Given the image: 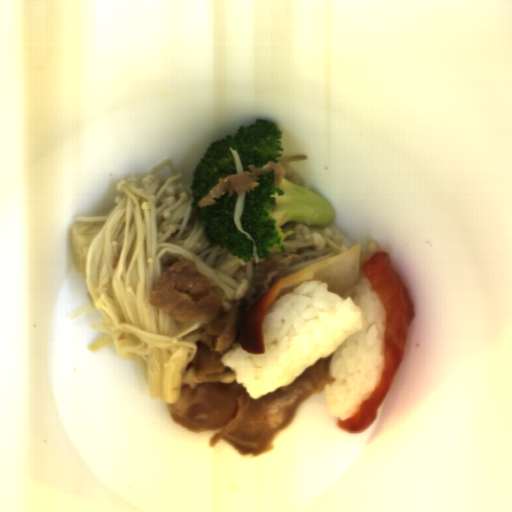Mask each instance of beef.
Instances as JSON below:
<instances>
[{"label":"beef","mask_w":512,"mask_h":512,"mask_svg":"<svg viewBox=\"0 0 512 512\" xmlns=\"http://www.w3.org/2000/svg\"><path fill=\"white\" fill-rule=\"evenodd\" d=\"M298 257L273 258L260 294L207 324L195 343L196 352L185 368L179 397L168 403L167 412L186 430H220L210 438L211 448L223 440L245 457L267 454L272 451L276 434L290 426L301 404L326 392L337 379L329 367L331 358L319 359L292 383L254 400L238 383L237 374L222 362L224 353L239 344L240 327L248 311L275 282L285 278Z\"/></svg>","instance_id":"1"},{"label":"beef","mask_w":512,"mask_h":512,"mask_svg":"<svg viewBox=\"0 0 512 512\" xmlns=\"http://www.w3.org/2000/svg\"><path fill=\"white\" fill-rule=\"evenodd\" d=\"M150 303L176 322H208L219 313L222 302L210 276L197 264L182 259L170 265L158 278L149 295Z\"/></svg>","instance_id":"2"},{"label":"beef","mask_w":512,"mask_h":512,"mask_svg":"<svg viewBox=\"0 0 512 512\" xmlns=\"http://www.w3.org/2000/svg\"><path fill=\"white\" fill-rule=\"evenodd\" d=\"M272 170L274 171L273 186L278 188L286 173V167L282 163L269 161L261 167L249 164L247 172L230 173L226 177H221L218 184L200 199L199 208L215 205L217 202L215 198L221 197L225 193L231 197L234 192L242 195L253 191L259 184L260 176L270 173Z\"/></svg>","instance_id":"3"}]
</instances>
